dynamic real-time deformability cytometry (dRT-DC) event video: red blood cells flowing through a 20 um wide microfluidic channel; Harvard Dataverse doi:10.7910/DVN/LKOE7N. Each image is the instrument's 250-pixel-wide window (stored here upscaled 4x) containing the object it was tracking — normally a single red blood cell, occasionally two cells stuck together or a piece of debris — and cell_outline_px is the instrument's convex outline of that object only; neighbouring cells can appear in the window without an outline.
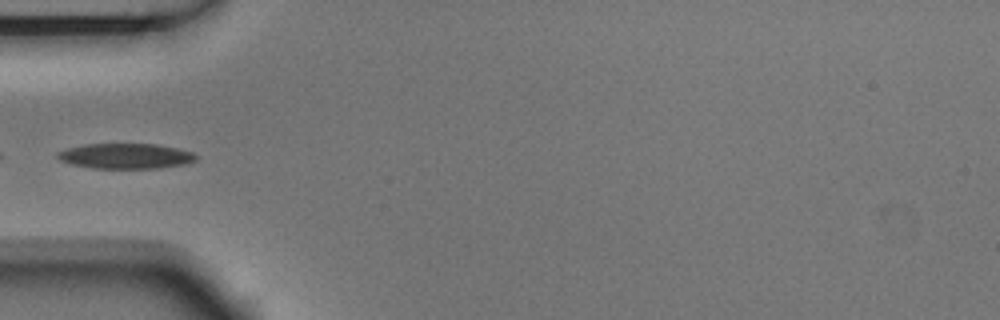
{"species": "Egyptian fruit bat (a non-hibernating species)", "species_latin": "Rousettus aegyptiacus", "temperature_condition": "room temperature", "stored_images_in_passage": 5, "camera_frame_rate_fps": 3000, "um_per_image_px": 0.085, "animal": {"sex": "male"}, "frame": {"image": 1, "passage_image": 5, "time_ms": 1.333, "image_size_px": [1000, 320], "cell_outline_px": [[196, 160], [184, 164], [160, 168], [92, 168], [72, 164], [60, 160], [56, 156], [56, 152], [68, 148], [84, 144], [156, 144], [176, 148], [192, 152], [196, 156]], "centroid_in_image_um": [10.65, 13.26], "position_along_channel_um": 74.3, "area_um2": 20.29}}